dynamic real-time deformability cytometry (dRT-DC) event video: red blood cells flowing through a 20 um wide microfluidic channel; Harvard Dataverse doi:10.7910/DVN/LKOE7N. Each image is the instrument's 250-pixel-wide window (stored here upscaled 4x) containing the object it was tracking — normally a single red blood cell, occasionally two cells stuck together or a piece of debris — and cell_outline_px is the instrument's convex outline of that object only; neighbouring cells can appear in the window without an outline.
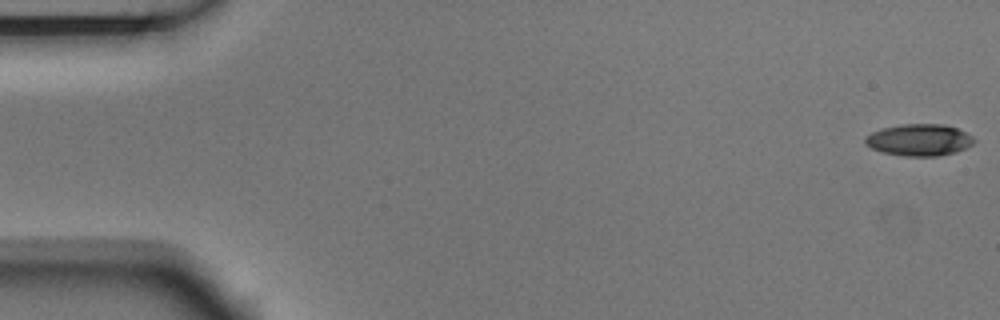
{"species": "Egyptian fruit bat (a non-hibernating species)", "species_latin": "Rousettus aegyptiacus", "temperature_condition": "room temperature", "stored_images_in_passage": 5, "camera_frame_rate_fps": 3000, "um_per_image_px": 0.085, "animal": {"sex": "male"}, "frame": {"image": 1, "passage_image": 1, "time_ms": 0.0, "image_size_px": [1000, 320], "cell_outline_px": [[976, 140], [972, 144], [956, 152], [940, 156], [904, 156], [884, 152], [872, 148], [864, 144], [864, 136], [880, 128], [900, 124], [944, 124], [956, 128], [972, 136]], "centroid_in_image_um": [78.1, 11.89], "position_along_channel_um": 6.9, "area_um2": 20.23}}